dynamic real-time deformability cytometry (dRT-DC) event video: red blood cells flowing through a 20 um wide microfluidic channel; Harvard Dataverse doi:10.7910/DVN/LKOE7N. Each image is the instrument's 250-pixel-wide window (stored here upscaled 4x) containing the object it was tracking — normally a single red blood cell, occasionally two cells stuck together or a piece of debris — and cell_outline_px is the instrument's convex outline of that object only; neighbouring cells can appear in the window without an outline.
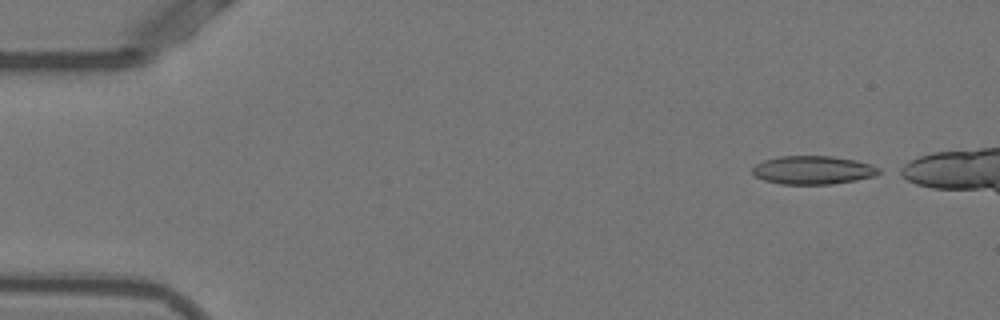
{"species": "Egyptian fruit bat (a non-hibernating species)", "species_latin": "Rousettus aegyptiacus", "temperature_condition": "warm", "stored_images_in_passage": 15, "camera_frame_rate_fps": 3000, "um_per_image_px": 0.085, "animal": {"sex": "female"}, "frame": {"image": 1, "passage_image": 1, "time_ms": 0.0, "image_size_px": [1000, 320], "cell_outline_px": [[884, 172], [876, 176], [856, 180], [832, 184], [780, 184], [764, 180], [756, 176], [752, 172], [752, 168], [756, 164], [764, 160], [780, 156], [832, 156], [856, 160], [872, 164], [880, 168]], "centroid_in_image_um": [69.16, 14.45], "position_along_channel_um": 15.8, "area_um2": 21.15}}
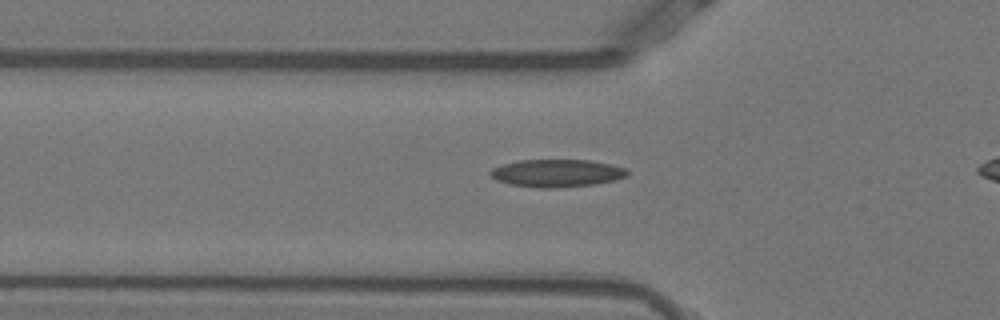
{"frame": {"image": 2, "passage_image": 14, "time_ms": 4.333, "image_size_px": [1000, 320], "cell_outline_px": [[628, 176], [616, 180], [592, 184], [556, 188], [540, 188], [508, 184], [496, 180], [488, 172], [492, 168], [504, 164], [520, 160], [588, 160], [612, 164], [628, 168]], "centroid_in_image_um": [47.35, 14.72], "position_along_channel_um": 78.4, "area_um2": 22.14}}